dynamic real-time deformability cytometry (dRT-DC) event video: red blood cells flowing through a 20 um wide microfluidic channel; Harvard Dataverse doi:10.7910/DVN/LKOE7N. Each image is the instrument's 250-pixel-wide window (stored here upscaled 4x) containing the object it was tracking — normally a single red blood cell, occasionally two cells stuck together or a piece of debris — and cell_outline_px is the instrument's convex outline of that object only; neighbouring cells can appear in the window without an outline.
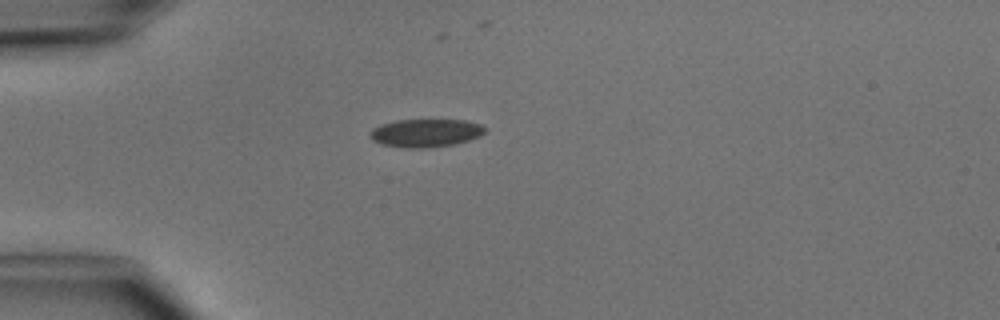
{"species": "common noctule bat (a hibernating species)", "species_latin": "Nyctalus noctula", "temperature_condition": "cold", "stored_images_in_passage": 1, "camera_frame_rate_fps": 3000, "um_per_image_px": 0.085, "animal": {"sex": "male", "body_mass_g": 15.6}, "frame": {"image": 1, "passage_image": 1, "time_ms": 0.0, "image_size_px": [1000, 320], "cell_outline_px": [[488, 128], [480, 136], [456, 144], [424, 148], [404, 148], [384, 144], [372, 140], [368, 136], [372, 128], [380, 124], [396, 120], [464, 120], [480, 124]], "centroid_in_image_um": [36.17, 11.3], "position_along_channel_um": 48.8, "area_um2": 18.9}}